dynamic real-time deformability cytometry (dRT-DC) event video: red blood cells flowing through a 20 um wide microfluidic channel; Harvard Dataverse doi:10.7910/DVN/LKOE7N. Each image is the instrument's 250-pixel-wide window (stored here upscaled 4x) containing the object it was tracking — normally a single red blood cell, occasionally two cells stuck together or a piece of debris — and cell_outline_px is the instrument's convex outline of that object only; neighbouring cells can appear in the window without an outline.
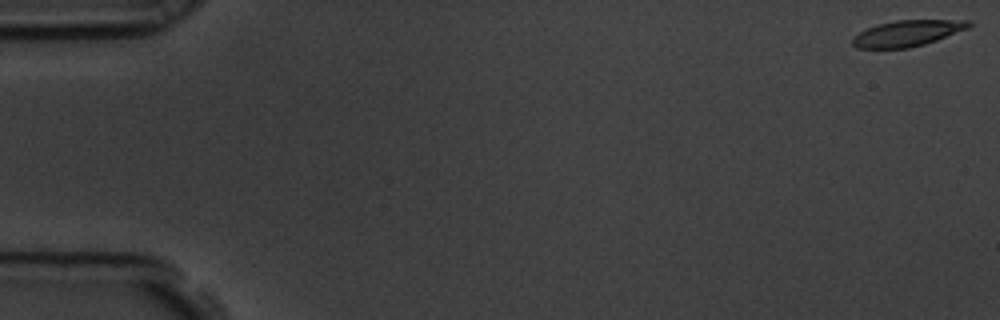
{"species": "common noctule bat (a hibernating species)", "species_latin": "Nyctalus noctula", "temperature_condition": "room temperature", "stored_images_in_passage": 58, "camera_frame_rate_fps": 3000, "um_per_image_px": 0.085, "animal": {"sex": "male", "body_mass_g": 19.5, "forearm_length_mm": 54.6}, "frame": {"image": 1, "passage_image": 1, "time_ms": 0.0, "image_size_px": [1000, 320], "cell_outline_px": [[972, 24], [968, 28], [936, 40], [924, 44], [908, 48], [856, 48], [852, 44], [852, 36], [876, 24], [896, 20], [972, 20]], "centroid_in_image_um": [77.11, 2.82], "position_along_channel_um": 7.9, "area_um2": 17.57}}
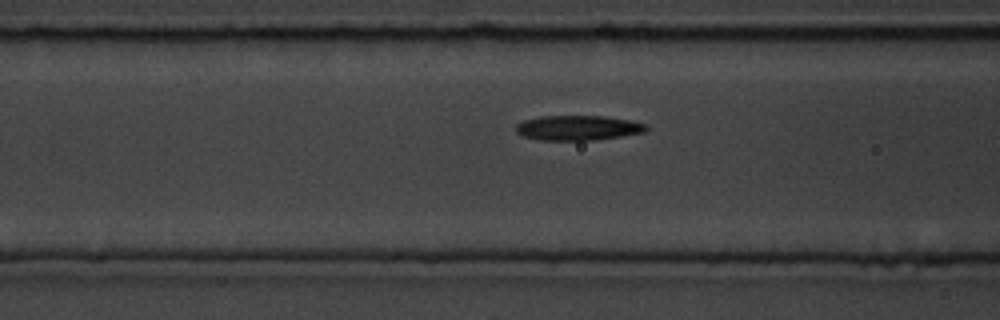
{"frame": {"image": 2, "passage_image": 23, "time_ms": 7.333, "image_size_px": [1000, 320], "cell_outline_px": [[648, 128], [644, 132], [620, 136], [592, 140], [540, 140], [524, 136], [516, 132], [516, 124], [524, 120], [540, 116], [604, 116], [632, 120], [648, 124]], "centroid_in_image_um": [49.14, 10.86], "position_along_channel_um": 117.5, "area_um2": 18.9}}
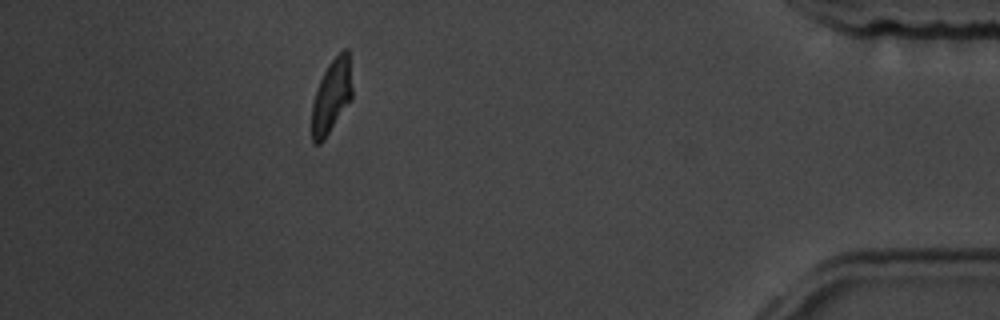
{"frame": {"image": 3, "passage_image": 52, "time_ms": 17.0, "image_size_px": [1000, 320], "cell_outline_px": [[352, 100], [324, 140], [320, 144], [316, 144], [312, 140], [312, 104], [316, 88], [328, 64], [344, 48], [348, 48], [352, 88]], "centroid_in_image_um": [28.19, 8.19], "position_along_channel_um": 407.0, "area_um2": 17.46}, "authors_computed_cell_mechanics": {"area_um2": 18.6694, "velocity_mm_per_s": 3.5205, "shape_relaxation_time_tau1_ms": 4.6469, "shape_relaxation_time_tau2_ms": 2.6971, "deformation_change_tau1": 0.1636, "deformation_change_tau2": 0.1049}}